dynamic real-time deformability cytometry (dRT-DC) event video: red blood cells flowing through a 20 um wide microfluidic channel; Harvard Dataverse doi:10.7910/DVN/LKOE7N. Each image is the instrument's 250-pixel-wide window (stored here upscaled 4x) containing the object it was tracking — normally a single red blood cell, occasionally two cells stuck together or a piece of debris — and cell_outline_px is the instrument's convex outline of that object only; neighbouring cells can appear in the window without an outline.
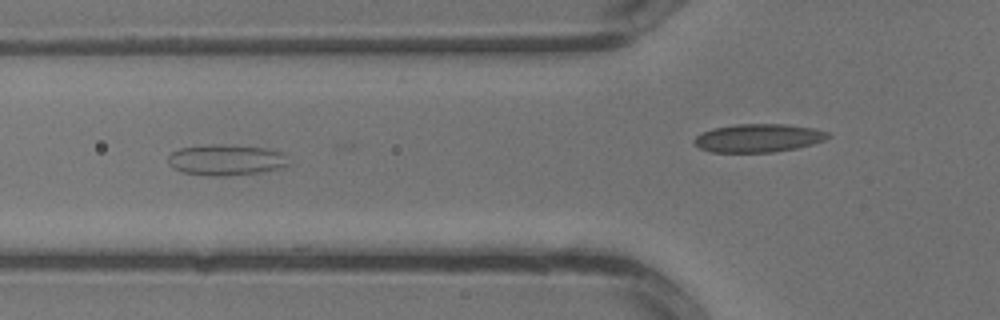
{"species": "common noctule bat (a hibernating species)", "species_latin": "Nyctalus noctula", "temperature_condition": "warm", "stored_images_in_passage": 5, "camera_frame_rate_fps": 3000, "um_per_image_px": 0.085, "animal": {"sex": "male", "body_mass_g": 13.3}, "frame": {"image": 1, "passage_image": 3, "time_ms": 0.667, "image_size_px": [1000, 320], "cell_outline_px": [[288, 164], [280, 168], [260, 172], [224, 176], [208, 176], [184, 172], [172, 168], [168, 164], [168, 156], [172, 152], [180, 148], [208, 144], [224, 144], [268, 148], [284, 152]], "centroid_in_image_um": [19.19, 13.58], "position_along_channel_um": 106.6, "area_um2": 21.85}}